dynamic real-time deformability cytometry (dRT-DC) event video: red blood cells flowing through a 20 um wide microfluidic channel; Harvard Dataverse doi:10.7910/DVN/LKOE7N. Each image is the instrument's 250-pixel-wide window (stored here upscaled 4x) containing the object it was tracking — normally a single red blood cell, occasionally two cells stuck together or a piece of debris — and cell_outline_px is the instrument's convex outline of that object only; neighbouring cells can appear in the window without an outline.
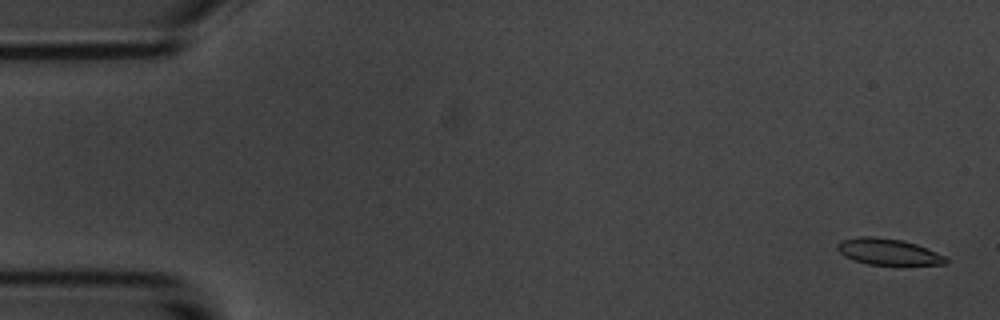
{"species": "common noctule bat (a hibernating species)", "species_latin": "Nyctalus noctula", "temperature_condition": "room temperature", "stored_images_in_passage": 56, "camera_frame_rate_fps": 3000, "um_per_image_px": 0.085, "animal": {"sex": "male", "body_mass_g": 20.1, "forearm_length_mm": 53.5}, "frame": {"image": 1, "passage_image": 2, "time_ms": 0.333, "image_size_px": [1000, 320], "cell_outline_px": [[948, 264], [868, 264], [844, 256], [836, 248], [836, 244], [840, 240], [856, 236], [876, 236], [904, 240], [916, 244], [936, 252], [944, 256], [948, 260]], "centroid_in_image_um": [75.45, 21.37], "position_along_channel_um": 9.5, "area_um2": 16.53}}
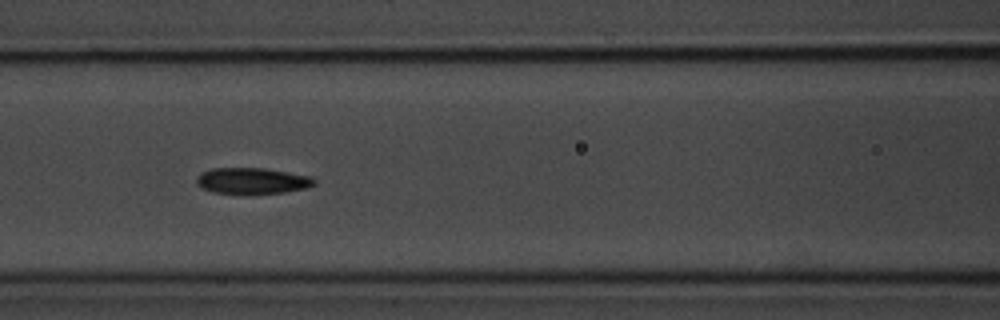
{"frame": {"image": 2, "passage_image": 24, "time_ms": 7.667, "image_size_px": [1000, 320], "cell_outline_px": [[316, 184], [308, 188], [284, 192], [240, 196], [212, 192], [200, 188], [196, 184], [196, 176], [200, 172], [212, 168], [264, 168], [312, 176], [316, 180]], "centroid_in_image_um": [21.4, 15.4], "position_along_channel_um": 145.2, "area_um2": 18.79}}
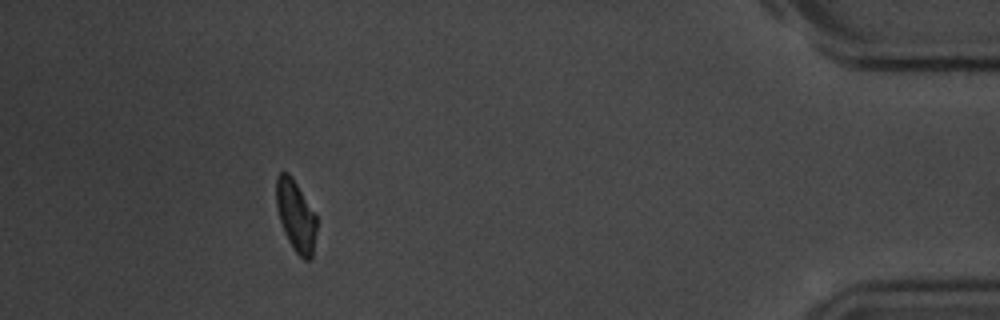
{"frame": {"image": 3, "passage_image": 51, "time_ms": 16.667, "image_size_px": [1000, 320], "cell_outline_px": [[316, 232], [312, 260], [304, 260], [292, 248], [284, 232], [276, 208], [276, 176], [280, 172], [288, 172], [292, 176], [316, 216]], "centroid_in_image_um": [25.13, 18.35], "position_along_channel_um": 410.1, "area_um2": 16.76}, "authors_computed_cell_mechanics": {"area_um2": 17.6868, "velocity_mm_per_s": 3.5849, "shape_relaxation_time_tau1_ms": 4.0154, "shape_relaxation_time_tau2_ms": 3.6823, "deformation_change_tau1": 0.1228, "deformation_change_tau2": 0.0986}}